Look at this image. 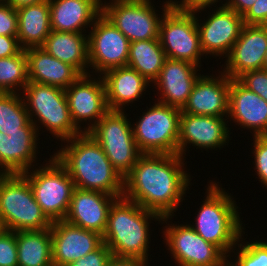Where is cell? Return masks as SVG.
Masks as SVG:
<instances>
[{
  "label": "cell",
  "mask_w": 267,
  "mask_h": 266,
  "mask_svg": "<svg viewBox=\"0 0 267 266\" xmlns=\"http://www.w3.org/2000/svg\"><path fill=\"white\" fill-rule=\"evenodd\" d=\"M28 83V59L24 49L15 56L0 58V92L21 93Z\"/></svg>",
  "instance_id": "obj_31"
},
{
  "label": "cell",
  "mask_w": 267,
  "mask_h": 266,
  "mask_svg": "<svg viewBox=\"0 0 267 266\" xmlns=\"http://www.w3.org/2000/svg\"><path fill=\"white\" fill-rule=\"evenodd\" d=\"M267 52V25H244L234 43L223 72L230 79H237L248 71L263 69Z\"/></svg>",
  "instance_id": "obj_18"
},
{
  "label": "cell",
  "mask_w": 267,
  "mask_h": 266,
  "mask_svg": "<svg viewBox=\"0 0 267 266\" xmlns=\"http://www.w3.org/2000/svg\"><path fill=\"white\" fill-rule=\"evenodd\" d=\"M237 80L247 89L259 95L267 102V70L258 69L240 75Z\"/></svg>",
  "instance_id": "obj_34"
},
{
  "label": "cell",
  "mask_w": 267,
  "mask_h": 266,
  "mask_svg": "<svg viewBox=\"0 0 267 266\" xmlns=\"http://www.w3.org/2000/svg\"><path fill=\"white\" fill-rule=\"evenodd\" d=\"M227 257H229V256H226L223 260H222V262L220 263V265L219 266H239L236 262H231V261H229V259L227 258ZM228 259V260H227ZM231 262V263H230Z\"/></svg>",
  "instance_id": "obj_45"
},
{
  "label": "cell",
  "mask_w": 267,
  "mask_h": 266,
  "mask_svg": "<svg viewBox=\"0 0 267 266\" xmlns=\"http://www.w3.org/2000/svg\"><path fill=\"white\" fill-rule=\"evenodd\" d=\"M30 121L23 97L20 93L0 92V132H21Z\"/></svg>",
  "instance_id": "obj_32"
},
{
  "label": "cell",
  "mask_w": 267,
  "mask_h": 266,
  "mask_svg": "<svg viewBox=\"0 0 267 266\" xmlns=\"http://www.w3.org/2000/svg\"><path fill=\"white\" fill-rule=\"evenodd\" d=\"M219 186L221 185L209 182L205 193L206 199L196 214L195 225L193 223L190 226L205 241L214 244L226 256H230L228 253H235L239 239H243L244 227L236 201Z\"/></svg>",
  "instance_id": "obj_4"
},
{
  "label": "cell",
  "mask_w": 267,
  "mask_h": 266,
  "mask_svg": "<svg viewBox=\"0 0 267 266\" xmlns=\"http://www.w3.org/2000/svg\"><path fill=\"white\" fill-rule=\"evenodd\" d=\"M161 222L162 217L146 210L124 197L117 198L110 206L103 242L118 258L148 260L149 220Z\"/></svg>",
  "instance_id": "obj_3"
},
{
  "label": "cell",
  "mask_w": 267,
  "mask_h": 266,
  "mask_svg": "<svg viewBox=\"0 0 267 266\" xmlns=\"http://www.w3.org/2000/svg\"><path fill=\"white\" fill-rule=\"evenodd\" d=\"M29 82L66 90L82 74L72 65L51 56L42 47L25 49Z\"/></svg>",
  "instance_id": "obj_26"
},
{
  "label": "cell",
  "mask_w": 267,
  "mask_h": 266,
  "mask_svg": "<svg viewBox=\"0 0 267 266\" xmlns=\"http://www.w3.org/2000/svg\"><path fill=\"white\" fill-rule=\"evenodd\" d=\"M159 41L166 58L182 60L200 67L204 55L196 23V12L178 8L173 0L162 5Z\"/></svg>",
  "instance_id": "obj_7"
},
{
  "label": "cell",
  "mask_w": 267,
  "mask_h": 266,
  "mask_svg": "<svg viewBox=\"0 0 267 266\" xmlns=\"http://www.w3.org/2000/svg\"><path fill=\"white\" fill-rule=\"evenodd\" d=\"M214 11V12H213ZM207 20L199 23L196 16L200 46L203 54L227 57L245 25L242 15L225 6L212 10Z\"/></svg>",
  "instance_id": "obj_15"
},
{
  "label": "cell",
  "mask_w": 267,
  "mask_h": 266,
  "mask_svg": "<svg viewBox=\"0 0 267 266\" xmlns=\"http://www.w3.org/2000/svg\"><path fill=\"white\" fill-rule=\"evenodd\" d=\"M165 244L179 266H219L226 255L189 224L164 226Z\"/></svg>",
  "instance_id": "obj_13"
},
{
  "label": "cell",
  "mask_w": 267,
  "mask_h": 266,
  "mask_svg": "<svg viewBox=\"0 0 267 266\" xmlns=\"http://www.w3.org/2000/svg\"><path fill=\"white\" fill-rule=\"evenodd\" d=\"M253 141L254 150L252 153L255 156V172L260 179L259 181L267 189V135L254 136Z\"/></svg>",
  "instance_id": "obj_36"
},
{
  "label": "cell",
  "mask_w": 267,
  "mask_h": 266,
  "mask_svg": "<svg viewBox=\"0 0 267 266\" xmlns=\"http://www.w3.org/2000/svg\"><path fill=\"white\" fill-rule=\"evenodd\" d=\"M184 159L179 154H142L124 178L123 197L159 214L167 224L189 189Z\"/></svg>",
  "instance_id": "obj_1"
},
{
  "label": "cell",
  "mask_w": 267,
  "mask_h": 266,
  "mask_svg": "<svg viewBox=\"0 0 267 266\" xmlns=\"http://www.w3.org/2000/svg\"><path fill=\"white\" fill-rule=\"evenodd\" d=\"M124 111L109 110L87 133L102 147L113 168L124 179L142 155Z\"/></svg>",
  "instance_id": "obj_9"
},
{
  "label": "cell",
  "mask_w": 267,
  "mask_h": 266,
  "mask_svg": "<svg viewBox=\"0 0 267 266\" xmlns=\"http://www.w3.org/2000/svg\"><path fill=\"white\" fill-rule=\"evenodd\" d=\"M224 117L192 115L181 111L178 154L185 158L187 145L202 149H221L229 143V125ZM227 143V144H226Z\"/></svg>",
  "instance_id": "obj_16"
},
{
  "label": "cell",
  "mask_w": 267,
  "mask_h": 266,
  "mask_svg": "<svg viewBox=\"0 0 267 266\" xmlns=\"http://www.w3.org/2000/svg\"><path fill=\"white\" fill-rule=\"evenodd\" d=\"M0 218L4 229L14 232L43 230L52 224L21 173L0 175Z\"/></svg>",
  "instance_id": "obj_5"
},
{
  "label": "cell",
  "mask_w": 267,
  "mask_h": 266,
  "mask_svg": "<svg viewBox=\"0 0 267 266\" xmlns=\"http://www.w3.org/2000/svg\"><path fill=\"white\" fill-rule=\"evenodd\" d=\"M92 74L81 75L66 90V98L74 125L82 132L91 130L109 111L106 103L105 85L101 75L91 78ZM97 79V80H96ZM89 121L87 127L79 125Z\"/></svg>",
  "instance_id": "obj_14"
},
{
  "label": "cell",
  "mask_w": 267,
  "mask_h": 266,
  "mask_svg": "<svg viewBox=\"0 0 267 266\" xmlns=\"http://www.w3.org/2000/svg\"><path fill=\"white\" fill-rule=\"evenodd\" d=\"M52 239V261L56 266L84 257L96 250L102 243V235L68 223L65 220L54 221L50 227Z\"/></svg>",
  "instance_id": "obj_17"
},
{
  "label": "cell",
  "mask_w": 267,
  "mask_h": 266,
  "mask_svg": "<svg viewBox=\"0 0 267 266\" xmlns=\"http://www.w3.org/2000/svg\"><path fill=\"white\" fill-rule=\"evenodd\" d=\"M243 240L238 241L236 247L237 257L235 262L239 266H267V242L253 241L241 243ZM240 243V244H239Z\"/></svg>",
  "instance_id": "obj_33"
},
{
  "label": "cell",
  "mask_w": 267,
  "mask_h": 266,
  "mask_svg": "<svg viewBox=\"0 0 267 266\" xmlns=\"http://www.w3.org/2000/svg\"><path fill=\"white\" fill-rule=\"evenodd\" d=\"M263 69L267 70V52L265 54L264 62H263Z\"/></svg>",
  "instance_id": "obj_46"
},
{
  "label": "cell",
  "mask_w": 267,
  "mask_h": 266,
  "mask_svg": "<svg viewBox=\"0 0 267 266\" xmlns=\"http://www.w3.org/2000/svg\"><path fill=\"white\" fill-rule=\"evenodd\" d=\"M21 50L17 36L0 35V58L15 56Z\"/></svg>",
  "instance_id": "obj_40"
},
{
  "label": "cell",
  "mask_w": 267,
  "mask_h": 266,
  "mask_svg": "<svg viewBox=\"0 0 267 266\" xmlns=\"http://www.w3.org/2000/svg\"><path fill=\"white\" fill-rule=\"evenodd\" d=\"M112 257L111 250L103 242L96 250L69 263L67 266H106Z\"/></svg>",
  "instance_id": "obj_38"
},
{
  "label": "cell",
  "mask_w": 267,
  "mask_h": 266,
  "mask_svg": "<svg viewBox=\"0 0 267 266\" xmlns=\"http://www.w3.org/2000/svg\"><path fill=\"white\" fill-rule=\"evenodd\" d=\"M229 117L238 126L253 131V136L267 135V102L237 79H230Z\"/></svg>",
  "instance_id": "obj_23"
},
{
  "label": "cell",
  "mask_w": 267,
  "mask_h": 266,
  "mask_svg": "<svg viewBox=\"0 0 267 266\" xmlns=\"http://www.w3.org/2000/svg\"><path fill=\"white\" fill-rule=\"evenodd\" d=\"M17 39L22 49L41 47L50 34L49 0L17 9Z\"/></svg>",
  "instance_id": "obj_28"
},
{
  "label": "cell",
  "mask_w": 267,
  "mask_h": 266,
  "mask_svg": "<svg viewBox=\"0 0 267 266\" xmlns=\"http://www.w3.org/2000/svg\"><path fill=\"white\" fill-rule=\"evenodd\" d=\"M101 77L105 85L107 107L112 111H125L123 106L137 101L150 86L149 81L128 66L107 70Z\"/></svg>",
  "instance_id": "obj_25"
},
{
  "label": "cell",
  "mask_w": 267,
  "mask_h": 266,
  "mask_svg": "<svg viewBox=\"0 0 267 266\" xmlns=\"http://www.w3.org/2000/svg\"><path fill=\"white\" fill-rule=\"evenodd\" d=\"M165 60L159 39L130 42L127 66L136 70L150 84L159 77Z\"/></svg>",
  "instance_id": "obj_30"
},
{
  "label": "cell",
  "mask_w": 267,
  "mask_h": 266,
  "mask_svg": "<svg viewBox=\"0 0 267 266\" xmlns=\"http://www.w3.org/2000/svg\"><path fill=\"white\" fill-rule=\"evenodd\" d=\"M90 30L87 37L92 72L102 75L107 70L127 66L130 41L103 13Z\"/></svg>",
  "instance_id": "obj_12"
},
{
  "label": "cell",
  "mask_w": 267,
  "mask_h": 266,
  "mask_svg": "<svg viewBox=\"0 0 267 266\" xmlns=\"http://www.w3.org/2000/svg\"><path fill=\"white\" fill-rule=\"evenodd\" d=\"M18 13L5 1H0V35L17 36Z\"/></svg>",
  "instance_id": "obj_37"
},
{
  "label": "cell",
  "mask_w": 267,
  "mask_h": 266,
  "mask_svg": "<svg viewBox=\"0 0 267 266\" xmlns=\"http://www.w3.org/2000/svg\"><path fill=\"white\" fill-rule=\"evenodd\" d=\"M255 1L256 0H226L224 4H221V7L225 6L243 16L248 9L253 6Z\"/></svg>",
  "instance_id": "obj_42"
},
{
  "label": "cell",
  "mask_w": 267,
  "mask_h": 266,
  "mask_svg": "<svg viewBox=\"0 0 267 266\" xmlns=\"http://www.w3.org/2000/svg\"><path fill=\"white\" fill-rule=\"evenodd\" d=\"M111 1L102 3V13L130 42L159 39L162 14L155 12L151 0Z\"/></svg>",
  "instance_id": "obj_11"
},
{
  "label": "cell",
  "mask_w": 267,
  "mask_h": 266,
  "mask_svg": "<svg viewBox=\"0 0 267 266\" xmlns=\"http://www.w3.org/2000/svg\"><path fill=\"white\" fill-rule=\"evenodd\" d=\"M18 266H50L52 261L51 230L16 232Z\"/></svg>",
  "instance_id": "obj_29"
},
{
  "label": "cell",
  "mask_w": 267,
  "mask_h": 266,
  "mask_svg": "<svg viewBox=\"0 0 267 266\" xmlns=\"http://www.w3.org/2000/svg\"><path fill=\"white\" fill-rule=\"evenodd\" d=\"M0 266H18L16 232L4 230L0 234Z\"/></svg>",
  "instance_id": "obj_35"
},
{
  "label": "cell",
  "mask_w": 267,
  "mask_h": 266,
  "mask_svg": "<svg viewBox=\"0 0 267 266\" xmlns=\"http://www.w3.org/2000/svg\"><path fill=\"white\" fill-rule=\"evenodd\" d=\"M242 18L245 25H267V0H256Z\"/></svg>",
  "instance_id": "obj_39"
},
{
  "label": "cell",
  "mask_w": 267,
  "mask_h": 266,
  "mask_svg": "<svg viewBox=\"0 0 267 266\" xmlns=\"http://www.w3.org/2000/svg\"><path fill=\"white\" fill-rule=\"evenodd\" d=\"M21 174L28 180L34 198L47 218L51 222L64 220L75 186L69 173L58 160L50 156L45 166L41 165L39 169H31Z\"/></svg>",
  "instance_id": "obj_8"
},
{
  "label": "cell",
  "mask_w": 267,
  "mask_h": 266,
  "mask_svg": "<svg viewBox=\"0 0 267 266\" xmlns=\"http://www.w3.org/2000/svg\"><path fill=\"white\" fill-rule=\"evenodd\" d=\"M4 226L2 224L1 218H0V234L4 231Z\"/></svg>",
  "instance_id": "obj_47"
},
{
  "label": "cell",
  "mask_w": 267,
  "mask_h": 266,
  "mask_svg": "<svg viewBox=\"0 0 267 266\" xmlns=\"http://www.w3.org/2000/svg\"><path fill=\"white\" fill-rule=\"evenodd\" d=\"M38 131L29 121L21 132L4 134L0 132V172L2 174L23 173L30 170L37 160L39 149ZM2 169V170H1Z\"/></svg>",
  "instance_id": "obj_22"
},
{
  "label": "cell",
  "mask_w": 267,
  "mask_h": 266,
  "mask_svg": "<svg viewBox=\"0 0 267 266\" xmlns=\"http://www.w3.org/2000/svg\"><path fill=\"white\" fill-rule=\"evenodd\" d=\"M197 68L187 61L166 58L159 77L153 82L160 91L158 102L182 110L201 76Z\"/></svg>",
  "instance_id": "obj_20"
},
{
  "label": "cell",
  "mask_w": 267,
  "mask_h": 266,
  "mask_svg": "<svg viewBox=\"0 0 267 266\" xmlns=\"http://www.w3.org/2000/svg\"><path fill=\"white\" fill-rule=\"evenodd\" d=\"M53 156L67 170L74 186L123 197L124 179L113 168L102 147L87 132L64 141Z\"/></svg>",
  "instance_id": "obj_2"
},
{
  "label": "cell",
  "mask_w": 267,
  "mask_h": 266,
  "mask_svg": "<svg viewBox=\"0 0 267 266\" xmlns=\"http://www.w3.org/2000/svg\"><path fill=\"white\" fill-rule=\"evenodd\" d=\"M4 1L17 10L21 7L37 4L46 0H4Z\"/></svg>",
  "instance_id": "obj_44"
},
{
  "label": "cell",
  "mask_w": 267,
  "mask_h": 266,
  "mask_svg": "<svg viewBox=\"0 0 267 266\" xmlns=\"http://www.w3.org/2000/svg\"><path fill=\"white\" fill-rule=\"evenodd\" d=\"M148 261L139 258L112 257L106 266H147Z\"/></svg>",
  "instance_id": "obj_43"
},
{
  "label": "cell",
  "mask_w": 267,
  "mask_h": 266,
  "mask_svg": "<svg viewBox=\"0 0 267 266\" xmlns=\"http://www.w3.org/2000/svg\"><path fill=\"white\" fill-rule=\"evenodd\" d=\"M116 196L98 191L73 190L70 207L65 221L86 230H91L103 236L108 220L110 206Z\"/></svg>",
  "instance_id": "obj_21"
},
{
  "label": "cell",
  "mask_w": 267,
  "mask_h": 266,
  "mask_svg": "<svg viewBox=\"0 0 267 266\" xmlns=\"http://www.w3.org/2000/svg\"><path fill=\"white\" fill-rule=\"evenodd\" d=\"M219 73L217 77L202 74L198 78L181 110L183 113L228 117L230 78L222 71Z\"/></svg>",
  "instance_id": "obj_19"
},
{
  "label": "cell",
  "mask_w": 267,
  "mask_h": 266,
  "mask_svg": "<svg viewBox=\"0 0 267 266\" xmlns=\"http://www.w3.org/2000/svg\"><path fill=\"white\" fill-rule=\"evenodd\" d=\"M21 93L30 121L37 128L38 133L40 128L37 122L44 125L47 132L50 131L57 140L61 139V142L82 133L71 119L64 89L29 82Z\"/></svg>",
  "instance_id": "obj_6"
},
{
  "label": "cell",
  "mask_w": 267,
  "mask_h": 266,
  "mask_svg": "<svg viewBox=\"0 0 267 266\" xmlns=\"http://www.w3.org/2000/svg\"><path fill=\"white\" fill-rule=\"evenodd\" d=\"M219 0H181L180 2L175 0L174 4L186 11H192V12H200V11H206V8L211 7L216 2L218 3ZM221 1V0H220Z\"/></svg>",
  "instance_id": "obj_41"
},
{
  "label": "cell",
  "mask_w": 267,
  "mask_h": 266,
  "mask_svg": "<svg viewBox=\"0 0 267 266\" xmlns=\"http://www.w3.org/2000/svg\"><path fill=\"white\" fill-rule=\"evenodd\" d=\"M142 113L132 125L139 151L142 154H178L181 110L155 101Z\"/></svg>",
  "instance_id": "obj_10"
},
{
  "label": "cell",
  "mask_w": 267,
  "mask_h": 266,
  "mask_svg": "<svg viewBox=\"0 0 267 266\" xmlns=\"http://www.w3.org/2000/svg\"><path fill=\"white\" fill-rule=\"evenodd\" d=\"M86 35L51 30L41 47L56 59L75 67L82 75L90 74L87 72L89 55Z\"/></svg>",
  "instance_id": "obj_27"
},
{
  "label": "cell",
  "mask_w": 267,
  "mask_h": 266,
  "mask_svg": "<svg viewBox=\"0 0 267 266\" xmlns=\"http://www.w3.org/2000/svg\"><path fill=\"white\" fill-rule=\"evenodd\" d=\"M49 7L52 31L87 33L102 13V0H49Z\"/></svg>",
  "instance_id": "obj_24"
}]
</instances>
